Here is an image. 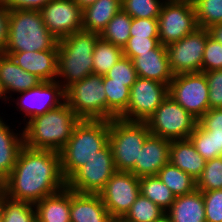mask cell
<instances>
[{
    "instance_id": "obj_1",
    "label": "cell",
    "mask_w": 222,
    "mask_h": 222,
    "mask_svg": "<svg viewBox=\"0 0 222 222\" xmlns=\"http://www.w3.org/2000/svg\"><path fill=\"white\" fill-rule=\"evenodd\" d=\"M66 186L59 152L23 145L13 170L5 179V194L12 200L35 204Z\"/></svg>"
},
{
    "instance_id": "obj_2",
    "label": "cell",
    "mask_w": 222,
    "mask_h": 222,
    "mask_svg": "<svg viewBox=\"0 0 222 222\" xmlns=\"http://www.w3.org/2000/svg\"><path fill=\"white\" fill-rule=\"evenodd\" d=\"M80 118L64 102L22 125L24 145L33 149L60 152L72 136Z\"/></svg>"
},
{
    "instance_id": "obj_3",
    "label": "cell",
    "mask_w": 222,
    "mask_h": 222,
    "mask_svg": "<svg viewBox=\"0 0 222 222\" xmlns=\"http://www.w3.org/2000/svg\"><path fill=\"white\" fill-rule=\"evenodd\" d=\"M108 120L80 119L60 150L61 171L67 181L80 167L109 143Z\"/></svg>"
},
{
    "instance_id": "obj_4",
    "label": "cell",
    "mask_w": 222,
    "mask_h": 222,
    "mask_svg": "<svg viewBox=\"0 0 222 222\" xmlns=\"http://www.w3.org/2000/svg\"><path fill=\"white\" fill-rule=\"evenodd\" d=\"M99 33L79 30L58 40L57 81L66 90L93 74V52Z\"/></svg>"
},
{
    "instance_id": "obj_5",
    "label": "cell",
    "mask_w": 222,
    "mask_h": 222,
    "mask_svg": "<svg viewBox=\"0 0 222 222\" xmlns=\"http://www.w3.org/2000/svg\"><path fill=\"white\" fill-rule=\"evenodd\" d=\"M58 50V39L47 29L40 11L10 10L8 40L4 52Z\"/></svg>"
},
{
    "instance_id": "obj_6",
    "label": "cell",
    "mask_w": 222,
    "mask_h": 222,
    "mask_svg": "<svg viewBox=\"0 0 222 222\" xmlns=\"http://www.w3.org/2000/svg\"><path fill=\"white\" fill-rule=\"evenodd\" d=\"M146 122L125 121L120 118L110 120L109 144L114 165L119 172H131L146 138L150 135Z\"/></svg>"
},
{
    "instance_id": "obj_7",
    "label": "cell",
    "mask_w": 222,
    "mask_h": 222,
    "mask_svg": "<svg viewBox=\"0 0 222 222\" xmlns=\"http://www.w3.org/2000/svg\"><path fill=\"white\" fill-rule=\"evenodd\" d=\"M65 102L80 118L106 120V92L103 76L90 74L65 90Z\"/></svg>"
},
{
    "instance_id": "obj_8",
    "label": "cell",
    "mask_w": 222,
    "mask_h": 222,
    "mask_svg": "<svg viewBox=\"0 0 222 222\" xmlns=\"http://www.w3.org/2000/svg\"><path fill=\"white\" fill-rule=\"evenodd\" d=\"M146 123L152 135L172 141L188 139L198 120L167 96Z\"/></svg>"
},
{
    "instance_id": "obj_9",
    "label": "cell",
    "mask_w": 222,
    "mask_h": 222,
    "mask_svg": "<svg viewBox=\"0 0 222 222\" xmlns=\"http://www.w3.org/2000/svg\"><path fill=\"white\" fill-rule=\"evenodd\" d=\"M13 96L16 97L8 99L7 107H11V104L13 107L16 106L14 110H17L20 116L22 115L20 125H24L33 117L45 114L65 102V90L57 80L42 81L38 86Z\"/></svg>"
},
{
    "instance_id": "obj_10",
    "label": "cell",
    "mask_w": 222,
    "mask_h": 222,
    "mask_svg": "<svg viewBox=\"0 0 222 222\" xmlns=\"http://www.w3.org/2000/svg\"><path fill=\"white\" fill-rule=\"evenodd\" d=\"M198 28L195 9L190 0H166L158 17L159 42L175 43Z\"/></svg>"
},
{
    "instance_id": "obj_11",
    "label": "cell",
    "mask_w": 222,
    "mask_h": 222,
    "mask_svg": "<svg viewBox=\"0 0 222 222\" xmlns=\"http://www.w3.org/2000/svg\"><path fill=\"white\" fill-rule=\"evenodd\" d=\"M168 96L199 120L209 110V87L204 72L174 75Z\"/></svg>"
},
{
    "instance_id": "obj_12",
    "label": "cell",
    "mask_w": 222,
    "mask_h": 222,
    "mask_svg": "<svg viewBox=\"0 0 222 222\" xmlns=\"http://www.w3.org/2000/svg\"><path fill=\"white\" fill-rule=\"evenodd\" d=\"M116 171L108 143L67 180V187L78 193L99 194Z\"/></svg>"
},
{
    "instance_id": "obj_13",
    "label": "cell",
    "mask_w": 222,
    "mask_h": 222,
    "mask_svg": "<svg viewBox=\"0 0 222 222\" xmlns=\"http://www.w3.org/2000/svg\"><path fill=\"white\" fill-rule=\"evenodd\" d=\"M208 29L198 27L179 41L166 46L168 61L174 75L202 72V61Z\"/></svg>"
},
{
    "instance_id": "obj_14",
    "label": "cell",
    "mask_w": 222,
    "mask_h": 222,
    "mask_svg": "<svg viewBox=\"0 0 222 222\" xmlns=\"http://www.w3.org/2000/svg\"><path fill=\"white\" fill-rule=\"evenodd\" d=\"M168 96V86L156 80L137 77L130 88V99L125 121L147 122L162 101Z\"/></svg>"
},
{
    "instance_id": "obj_15",
    "label": "cell",
    "mask_w": 222,
    "mask_h": 222,
    "mask_svg": "<svg viewBox=\"0 0 222 222\" xmlns=\"http://www.w3.org/2000/svg\"><path fill=\"white\" fill-rule=\"evenodd\" d=\"M140 194L139 177L131 172L116 171L99 192L107 211L114 217H124Z\"/></svg>"
},
{
    "instance_id": "obj_16",
    "label": "cell",
    "mask_w": 222,
    "mask_h": 222,
    "mask_svg": "<svg viewBox=\"0 0 222 222\" xmlns=\"http://www.w3.org/2000/svg\"><path fill=\"white\" fill-rule=\"evenodd\" d=\"M40 13L45 26L58 40L82 30V10L73 0H51Z\"/></svg>"
},
{
    "instance_id": "obj_17",
    "label": "cell",
    "mask_w": 222,
    "mask_h": 222,
    "mask_svg": "<svg viewBox=\"0 0 222 222\" xmlns=\"http://www.w3.org/2000/svg\"><path fill=\"white\" fill-rule=\"evenodd\" d=\"M6 115L9 114H4L3 111L0 112V176L4 179L13 170L19 151L24 145L21 121L18 119L13 120L14 124L10 123L9 121L12 119L5 118ZM15 123L18 124V127Z\"/></svg>"
},
{
    "instance_id": "obj_18",
    "label": "cell",
    "mask_w": 222,
    "mask_h": 222,
    "mask_svg": "<svg viewBox=\"0 0 222 222\" xmlns=\"http://www.w3.org/2000/svg\"><path fill=\"white\" fill-rule=\"evenodd\" d=\"M171 140L150 134L131 171L136 177L157 175L159 170L169 162V148Z\"/></svg>"
},
{
    "instance_id": "obj_19",
    "label": "cell",
    "mask_w": 222,
    "mask_h": 222,
    "mask_svg": "<svg viewBox=\"0 0 222 222\" xmlns=\"http://www.w3.org/2000/svg\"><path fill=\"white\" fill-rule=\"evenodd\" d=\"M26 72L36 75L42 81L57 79L58 50L4 52Z\"/></svg>"
},
{
    "instance_id": "obj_20",
    "label": "cell",
    "mask_w": 222,
    "mask_h": 222,
    "mask_svg": "<svg viewBox=\"0 0 222 222\" xmlns=\"http://www.w3.org/2000/svg\"><path fill=\"white\" fill-rule=\"evenodd\" d=\"M132 61L137 77L156 80L167 86L174 78L166 47L161 43L155 49L139 53Z\"/></svg>"
},
{
    "instance_id": "obj_21",
    "label": "cell",
    "mask_w": 222,
    "mask_h": 222,
    "mask_svg": "<svg viewBox=\"0 0 222 222\" xmlns=\"http://www.w3.org/2000/svg\"><path fill=\"white\" fill-rule=\"evenodd\" d=\"M42 80L23 70L11 56L0 53V85L7 98L38 86Z\"/></svg>"
},
{
    "instance_id": "obj_22",
    "label": "cell",
    "mask_w": 222,
    "mask_h": 222,
    "mask_svg": "<svg viewBox=\"0 0 222 222\" xmlns=\"http://www.w3.org/2000/svg\"><path fill=\"white\" fill-rule=\"evenodd\" d=\"M111 218L99 194L70 189V222H110Z\"/></svg>"
},
{
    "instance_id": "obj_23",
    "label": "cell",
    "mask_w": 222,
    "mask_h": 222,
    "mask_svg": "<svg viewBox=\"0 0 222 222\" xmlns=\"http://www.w3.org/2000/svg\"><path fill=\"white\" fill-rule=\"evenodd\" d=\"M169 162L197 180L203 172L206 160L188 138L171 141Z\"/></svg>"
},
{
    "instance_id": "obj_24",
    "label": "cell",
    "mask_w": 222,
    "mask_h": 222,
    "mask_svg": "<svg viewBox=\"0 0 222 222\" xmlns=\"http://www.w3.org/2000/svg\"><path fill=\"white\" fill-rule=\"evenodd\" d=\"M172 222H206L202 192L176 196L171 207L166 211Z\"/></svg>"
},
{
    "instance_id": "obj_25",
    "label": "cell",
    "mask_w": 222,
    "mask_h": 222,
    "mask_svg": "<svg viewBox=\"0 0 222 222\" xmlns=\"http://www.w3.org/2000/svg\"><path fill=\"white\" fill-rule=\"evenodd\" d=\"M37 222H70V189L46 196L34 204Z\"/></svg>"
},
{
    "instance_id": "obj_26",
    "label": "cell",
    "mask_w": 222,
    "mask_h": 222,
    "mask_svg": "<svg viewBox=\"0 0 222 222\" xmlns=\"http://www.w3.org/2000/svg\"><path fill=\"white\" fill-rule=\"evenodd\" d=\"M121 9V0H97L82 10V29L100 34Z\"/></svg>"
},
{
    "instance_id": "obj_27",
    "label": "cell",
    "mask_w": 222,
    "mask_h": 222,
    "mask_svg": "<svg viewBox=\"0 0 222 222\" xmlns=\"http://www.w3.org/2000/svg\"><path fill=\"white\" fill-rule=\"evenodd\" d=\"M157 176L175 196L186 195L197 189L196 180L170 162L159 170Z\"/></svg>"
},
{
    "instance_id": "obj_28",
    "label": "cell",
    "mask_w": 222,
    "mask_h": 222,
    "mask_svg": "<svg viewBox=\"0 0 222 222\" xmlns=\"http://www.w3.org/2000/svg\"><path fill=\"white\" fill-rule=\"evenodd\" d=\"M106 92V120L121 118L127 111L130 88L125 83L103 82Z\"/></svg>"
},
{
    "instance_id": "obj_29",
    "label": "cell",
    "mask_w": 222,
    "mask_h": 222,
    "mask_svg": "<svg viewBox=\"0 0 222 222\" xmlns=\"http://www.w3.org/2000/svg\"><path fill=\"white\" fill-rule=\"evenodd\" d=\"M140 194L167 211L175 200L172 191L158 178L157 175L139 178Z\"/></svg>"
},
{
    "instance_id": "obj_30",
    "label": "cell",
    "mask_w": 222,
    "mask_h": 222,
    "mask_svg": "<svg viewBox=\"0 0 222 222\" xmlns=\"http://www.w3.org/2000/svg\"><path fill=\"white\" fill-rule=\"evenodd\" d=\"M132 18L122 9L108 22L107 26L101 31L99 37L102 40L113 43L124 48L130 36Z\"/></svg>"
},
{
    "instance_id": "obj_31",
    "label": "cell",
    "mask_w": 222,
    "mask_h": 222,
    "mask_svg": "<svg viewBox=\"0 0 222 222\" xmlns=\"http://www.w3.org/2000/svg\"><path fill=\"white\" fill-rule=\"evenodd\" d=\"M124 56L123 48L99 38L93 52V73L105 76Z\"/></svg>"
},
{
    "instance_id": "obj_32",
    "label": "cell",
    "mask_w": 222,
    "mask_h": 222,
    "mask_svg": "<svg viewBox=\"0 0 222 222\" xmlns=\"http://www.w3.org/2000/svg\"><path fill=\"white\" fill-rule=\"evenodd\" d=\"M164 214L166 211L160 206L139 194L124 218L129 222H154Z\"/></svg>"
},
{
    "instance_id": "obj_33",
    "label": "cell",
    "mask_w": 222,
    "mask_h": 222,
    "mask_svg": "<svg viewBox=\"0 0 222 222\" xmlns=\"http://www.w3.org/2000/svg\"><path fill=\"white\" fill-rule=\"evenodd\" d=\"M1 222H36L34 204L8 198L4 192L3 216Z\"/></svg>"
},
{
    "instance_id": "obj_34",
    "label": "cell",
    "mask_w": 222,
    "mask_h": 222,
    "mask_svg": "<svg viewBox=\"0 0 222 222\" xmlns=\"http://www.w3.org/2000/svg\"><path fill=\"white\" fill-rule=\"evenodd\" d=\"M198 27L209 29L222 22V0H192Z\"/></svg>"
},
{
    "instance_id": "obj_35",
    "label": "cell",
    "mask_w": 222,
    "mask_h": 222,
    "mask_svg": "<svg viewBox=\"0 0 222 222\" xmlns=\"http://www.w3.org/2000/svg\"><path fill=\"white\" fill-rule=\"evenodd\" d=\"M196 187L201 192L222 189V156L206 161Z\"/></svg>"
},
{
    "instance_id": "obj_36",
    "label": "cell",
    "mask_w": 222,
    "mask_h": 222,
    "mask_svg": "<svg viewBox=\"0 0 222 222\" xmlns=\"http://www.w3.org/2000/svg\"><path fill=\"white\" fill-rule=\"evenodd\" d=\"M166 0H121L122 10L131 18H158Z\"/></svg>"
},
{
    "instance_id": "obj_37",
    "label": "cell",
    "mask_w": 222,
    "mask_h": 222,
    "mask_svg": "<svg viewBox=\"0 0 222 222\" xmlns=\"http://www.w3.org/2000/svg\"><path fill=\"white\" fill-rule=\"evenodd\" d=\"M198 123L212 136L215 142V158L222 156V109H209Z\"/></svg>"
},
{
    "instance_id": "obj_38",
    "label": "cell",
    "mask_w": 222,
    "mask_h": 222,
    "mask_svg": "<svg viewBox=\"0 0 222 222\" xmlns=\"http://www.w3.org/2000/svg\"><path fill=\"white\" fill-rule=\"evenodd\" d=\"M137 78L133 61L123 56L116 62L108 73L103 76V82L125 83V86L131 88Z\"/></svg>"
},
{
    "instance_id": "obj_39",
    "label": "cell",
    "mask_w": 222,
    "mask_h": 222,
    "mask_svg": "<svg viewBox=\"0 0 222 222\" xmlns=\"http://www.w3.org/2000/svg\"><path fill=\"white\" fill-rule=\"evenodd\" d=\"M196 151L206 160L215 158V142L212 136L198 123L189 136Z\"/></svg>"
},
{
    "instance_id": "obj_40",
    "label": "cell",
    "mask_w": 222,
    "mask_h": 222,
    "mask_svg": "<svg viewBox=\"0 0 222 222\" xmlns=\"http://www.w3.org/2000/svg\"><path fill=\"white\" fill-rule=\"evenodd\" d=\"M222 69V43L209 36L202 61V72Z\"/></svg>"
},
{
    "instance_id": "obj_41",
    "label": "cell",
    "mask_w": 222,
    "mask_h": 222,
    "mask_svg": "<svg viewBox=\"0 0 222 222\" xmlns=\"http://www.w3.org/2000/svg\"><path fill=\"white\" fill-rule=\"evenodd\" d=\"M206 222H222V189L203 191Z\"/></svg>"
},
{
    "instance_id": "obj_42",
    "label": "cell",
    "mask_w": 222,
    "mask_h": 222,
    "mask_svg": "<svg viewBox=\"0 0 222 222\" xmlns=\"http://www.w3.org/2000/svg\"><path fill=\"white\" fill-rule=\"evenodd\" d=\"M159 44V38L131 36L123 48V53L125 57L133 60L139 53L155 49Z\"/></svg>"
},
{
    "instance_id": "obj_43",
    "label": "cell",
    "mask_w": 222,
    "mask_h": 222,
    "mask_svg": "<svg viewBox=\"0 0 222 222\" xmlns=\"http://www.w3.org/2000/svg\"><path fill=\"white\" fill-rule=\"evenodd\" d=\"M204 73L209 87V109H222V69Z\"/></svg>"
},
{
    "instance_id": "obj_44",
    "label": "cell",
    "mask_w": 222,
    "mask_h": 222,
    "mask_svg": "<svg viewBox=\"0 0 222 222\" xmlns=\"http://www.w3.org/2000/svg\"><path fill=\"white\" fill-rule=\"evenodd\" d=\"M130 36L159 38L158 18H132Z\"/></svg>"
},
{
    "instance_id": "obj_45",
    "label": "cell",
    "mask_w": 222,
    "mask_h": 222,
    "mask_svg": "<svg viewBox=\"0 0 222 222\" xmlns=\"http://www.w3.org/2000/svg\"><path fill=\"white\" fill-rule=\"evenodd\" d=\"M51 0H0L9 10L26 9L40 11Z\"/></svg>"
},
{
    "instance_id": "obj_46",
    "label": "cell",
    "mask_w": 222,
    "mask_h": 222,
    "mask_svg": "<svg viewBox=\"0 0 222 222\" xmlns=\"http://www.w3.org/2000/svg\"><path fill=\"white\" fill-rule=\"evenodd\" d=\"M10 10L0 3V53H4L9 31Z\"/></svg>"
},
{
    "instance_id": "obj_47",
    "label": "cell",
    "mask_w": 222,
    "mask_h": 222,
    "mask_svg": "<svg viewBox=\"0 0 222 222\" xmlns=\"http://www.w3.org/2000/svg\"><path fill=\"white\" fill-rule=\"evenodd\" d=\"M208 30L211 37H213L217 42L222 43V22L214 24Z\"/></svg>"
},
{
    "instance_id": "obj_48",
    "label": "cell",
    "mask_w": 222,
    "mask_h": 222,
    "mask_svg": "<svg viewBox=\"0 0 222 222\" xmlns=\"http://www.w3.org/2000/svg\"><path fill=\"white\" fill-rule=\"evenodd\" d=\"M73 1L81 8V10H84L85 8L94 4L97 0H73Z\"/></svg>"
},
{
    "instance_id": "obj_49",
    "label": "cell",
    "mask_w": 222,
    "mask_h": 222,
    "mask_svg": "<svg viewBox=\"0 0 222 222\" xmlns=\"http://www.w3.org/2000/svg\"><path fill=\"white\" fill-rule=\"evenodd\" d=\"M0 103H1L0 108L2 107L3 104H4L5 106L8 105V104H7V103H8V100H7L5 94H4L3 90H2L1 85H0ZM0 111H2V110H0Z\"/></svg>"
},
{
    "instance_id": "obj_50",
    "label": "cell",
    "mask_w": 222,
    "mask_h": 222,
    "mask_svg": "<svg viewBox=\"0 0 222 222\" xmlns=\"http://www.w3.org/2000/svg\"><path fill=\"white\" fill-rule=\"evenodd\" d=\"M3 206H4V193H0V222L3 216Z\"/></svg>"
},
{
    "instance_id": "obj_51",
    "label": "cell",
    "mask_w": 222,
    "mask_h": 222,
    "mask_svg": "<svg viewBox=\"0 0 222 222\" xmlns=\"http://www.w3.org/2000/svg\"><path fill=\"white\" fill-rule=\"evenodd\" d=\"M154 222H172L170 217L167 214H164L161 218Z\"/></svg>"
},
{
    "instance_id": "obj_52",
    "label": "cell",
    "mask_w": 222,
    "mask_h": 222,
    "mask_svg": "<svg viewBox=\"0 0 222 222\" xmlns=\"http://www.w3.org/2000/svg\"><path fill=\"white\" fill-rule=\"evenodd\" d=\"M5 192V179L0 176V193H4Z\"/></svg>"
},
{
    "instance_id": "obj_53",
    "label": "cell",
    "mask_w": 222,
    "mask_h": 222,
    "mask_svg": "<svg viewBox=\"0 0 222 222\" xmlns=\"http://www.w3.org/2000/svg\"><path fill=\"white\" fill-rule=\"evenodd\" d=\"M110 222H129L124 217H114L111 218Z\"/></svg>"
}]
</instances>
